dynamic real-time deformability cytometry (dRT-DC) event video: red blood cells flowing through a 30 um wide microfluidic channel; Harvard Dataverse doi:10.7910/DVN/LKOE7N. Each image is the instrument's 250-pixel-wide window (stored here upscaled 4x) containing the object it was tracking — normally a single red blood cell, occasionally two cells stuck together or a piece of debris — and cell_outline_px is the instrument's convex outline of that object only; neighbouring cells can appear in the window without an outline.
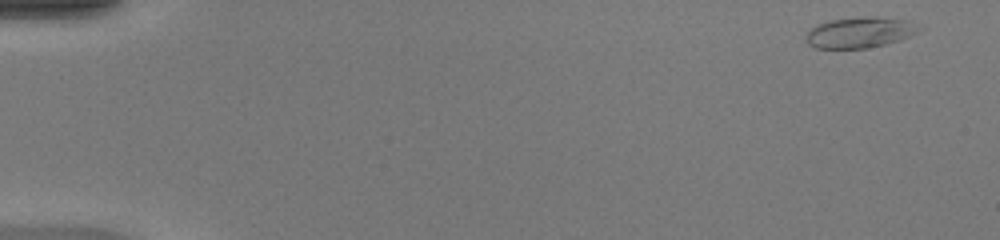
{"species": "common noctule bat (a hibernating species)", "species_latin": "Nyctalus noctula", "temperature_condition": "warm", "stored_images_in_passage": 47, "camera_frame_rate_fps": 3000, "um_per_image_px": 0.085, "animal": {"sex": "female", "body_mass_g": 20.0, "forearm_length_mm": 54.0}, "frame": {"image": 1, "passage_image": 1, "time_ms": 0.0, "image_size_px": [1000, 240], "cell_outline_px": [[924, 28], [900, 40], [868, 48], [816, 48], [808, 44], [804, 40], [808, 32], [816, 24], [832, 20], [908, 20]], "centroid_in_image_um": [73.03, 2.83], "position_along_channel_um": 12.0, "area_um2": 19.02}}
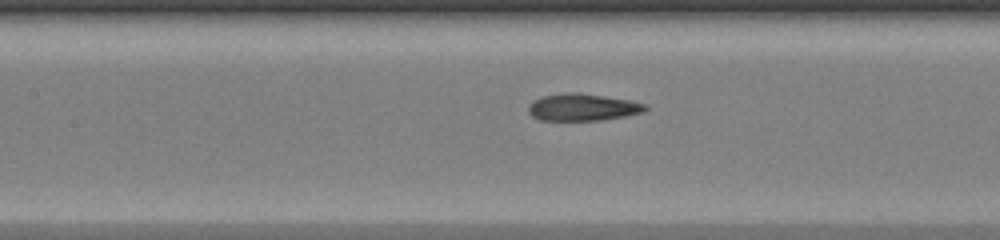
{"frame": {"image": 2, "passage_image": 22, "time_ms": 7.0, "image_size_px": [1000, 240], "cell_outline_px": [[648, 108], [644, 112], [624, 116], [600, 120], [540, 120], [532, 116], [528, 112], [528, 104], [532, 100], [544, 96], [560, 92], [580, 92], [632, 100], [648, 104]], "centroid_in_image_um": [49.53, 9.09], "position_along_channel_um": 157.9, "area_um2": 18.79}}
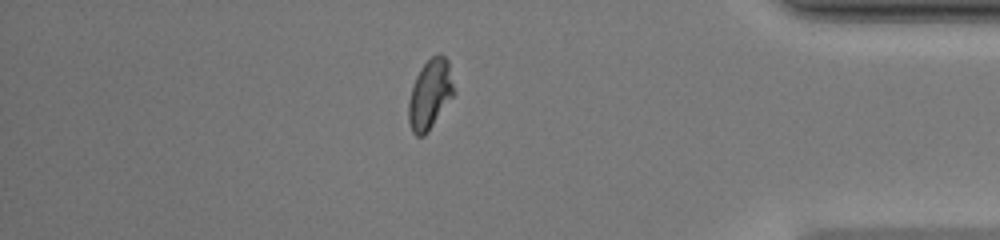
{"frame": {"image": 3, "passage_image": 41, "time_ms": 13.333, "image_size_px": [1000, 240], "cell_outline_px": [[456, 92], [428, 132], [424, 136], [416, 136], [412, 132], [408, 120], [408, 100], [416, 76], [420, 68], [436, 52], [440, 52], [448, 60]], "centroid_in_image_um": [36.56, 8.0], "position_along_channel_um": 398.6, "area_um2": 18.67}, "authors_computed_cell_mechanics": {"area_um2": 18.9584, "velocity_mm_per_s": 4.2483, "shape_relaxation_time_tau1_ms": 4.3218, "shape_relaxation_time_tau2_ms": 1.1845, "deformation_change_tau1": 0.175, "deformation_change_tau2": 0.0732}}